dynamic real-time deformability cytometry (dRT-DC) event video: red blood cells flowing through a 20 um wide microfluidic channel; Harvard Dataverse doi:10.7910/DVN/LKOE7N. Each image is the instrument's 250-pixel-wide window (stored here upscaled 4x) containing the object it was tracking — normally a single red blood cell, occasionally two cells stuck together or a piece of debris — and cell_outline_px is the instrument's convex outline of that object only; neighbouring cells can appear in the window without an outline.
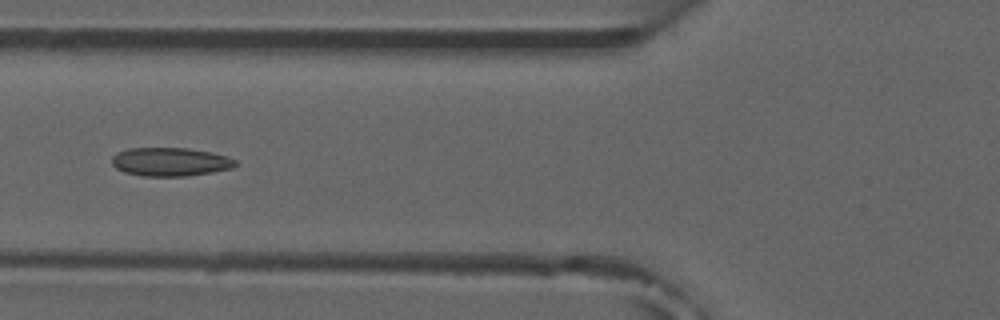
{"species": "common noctule bat (a hibernating species)", "species_latin": "Nyctalus noctula", "temperature_condition": "room temperature", "stored_images_in_passage": 4, "camera_frame_rate_fps": 3000, "um_per_image_px": 0.085, "animal": {"sex": "male", "forearm_length_mm": 52.5}, "frame": {"image": 1, "passage_image": 4, "time_ms": 4.333, "image_size_px": [1000, 320], "cell_outline_px": [[236, 164], [232, 168], [212, 172], [188, 176], [140, 176], [124, 172], [116, 168], [112, 164], [112, 156], [116, 152], [128, 148], [188, 148], [212, 152], [228, 156], [236, 160]], "centroid_in_image_um": [14.46, 13.75], "position_along_channel_um": 111.3, "area_um2": 20.75}}